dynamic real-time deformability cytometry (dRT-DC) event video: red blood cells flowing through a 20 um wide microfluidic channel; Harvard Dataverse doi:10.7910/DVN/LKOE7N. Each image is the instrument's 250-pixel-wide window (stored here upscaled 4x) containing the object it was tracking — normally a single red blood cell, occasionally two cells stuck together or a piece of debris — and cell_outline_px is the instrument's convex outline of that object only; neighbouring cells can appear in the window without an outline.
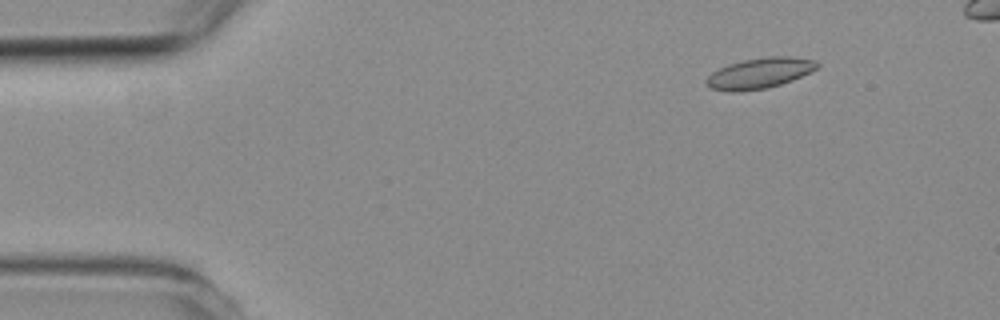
{"species": "common noctule bat (a hibernating species)", "species_latin": "Nyctalus noctula", "temperature_condition": "room temperature", "stored_images_in_passage": 4, "camera_frame_rate_fps": 3000, "um_per_image_px": 0.085, "animal": {"sex": "female", "body_mass_g": 19.3, "forearm_length_mm": 54.1}, "frame": {"image": 1, "passage_image": 1, "time_ms": 0.0, "image_size_px": [1000, 320], "cell_outline_px": [[820, 64], [816, 68], [792, 80], [780, 84], [764, 88], [740, 92], [732, 92], [712, 88], [704, 84], [704, 80], [712, 72], [728, 64], [744, 60], [768, 56], [788, 56], [816, 60]], "centroid_in_image_um": [64.53, 6.22], "position_along_channel_um": 20.5, "area_um2": 19.59}}